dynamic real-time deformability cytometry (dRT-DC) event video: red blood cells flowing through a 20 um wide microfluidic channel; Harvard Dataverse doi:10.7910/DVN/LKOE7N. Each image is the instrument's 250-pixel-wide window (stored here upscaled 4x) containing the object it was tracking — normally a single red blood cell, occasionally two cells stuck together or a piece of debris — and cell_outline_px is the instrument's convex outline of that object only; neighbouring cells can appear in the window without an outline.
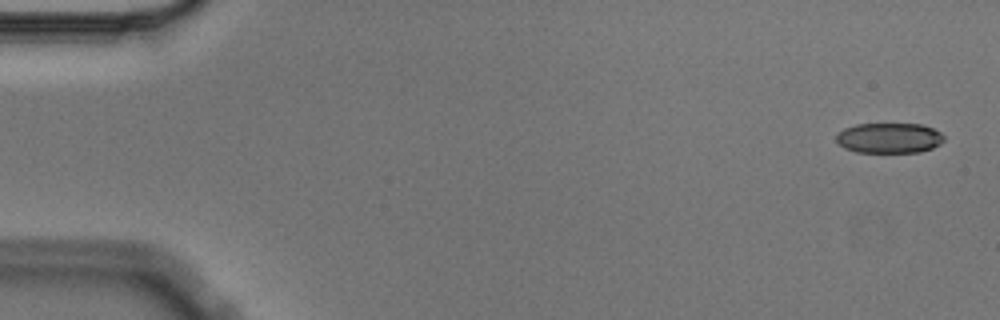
{"species": "Egyptian fruit bat (a non-hibernating species)", "species_latin": "Rousettus aegyptiacus", "temperature_condition": "cold", "stored_images_in_passage": 4, "camera_frame_rate_fps": 3000, "um_per_image_px": 0.085, "animal": {"sex": "male"}, "frame": {"image": 1, "passage_image": 1, "time_ms": 0.0, "image_size_px": [1000, 320], "cell_outline_px": [[944, 140], [940, 144], [932, 148], [920, 152], [856, 152], [844, 148], [836, 140], [836, 136], [844, 128], [856, 124], [920, 124], [932, 128], [940, 132], [944, 136]], "centroid_in_image_um": [75.59, 11.73], "position_along_channel_um": 9.4, "area_um2": 18.96}}
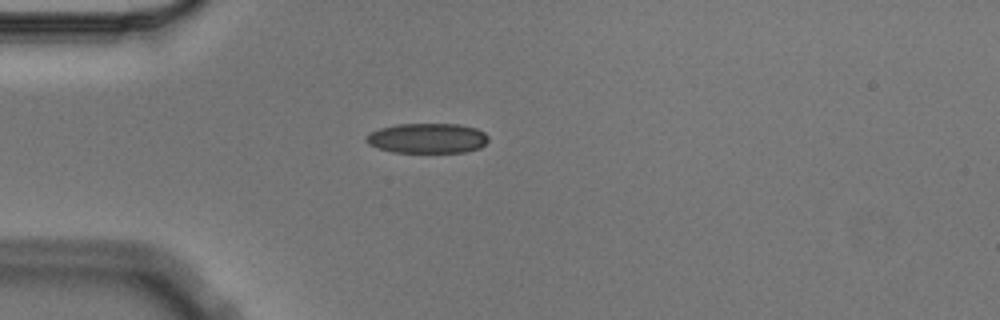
{"frame": {"image": 2, "passage_image": 4, "time_ms": 1.0, "image_size_px": [1000, 320], "cell_outline_px": [[488, 140], [480, 148], [464, 152], [392, 152], [376, 148], [368, 144], [364, 140], [364, 136], [380, 128], [396, 124], [460, 124], [476, 128], [484, 132], [488, 136]], "centroid_in_image_um": [36.3, 11.75], "position_along_channel_um": 48.7, "area_um2": 21.5}}